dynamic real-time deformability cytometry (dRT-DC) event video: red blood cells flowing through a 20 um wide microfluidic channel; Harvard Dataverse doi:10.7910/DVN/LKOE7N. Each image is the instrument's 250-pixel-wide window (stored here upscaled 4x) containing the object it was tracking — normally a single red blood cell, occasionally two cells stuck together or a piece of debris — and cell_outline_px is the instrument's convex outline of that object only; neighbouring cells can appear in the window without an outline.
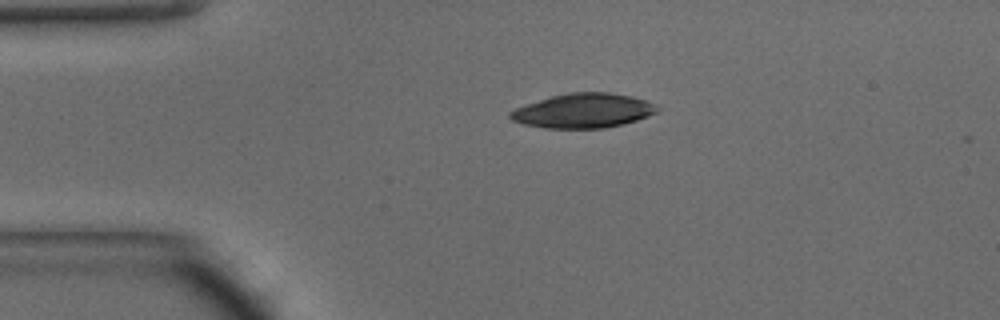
{"species": "common noctule bat (a hibernating species)", "species_latin": "Nyctalus noctula", "temperature_condition": "warm", "stored_images_in_passage": 4, "camera_frame_rate_fps": 3000, "um_per_image_px": 0.085, "animal": {"sex": "male", "body_mass_g": 15.6}, "frame": {"image": 1, "passage_image": 1, "time_ms": 0.0, "image_size_px": [1000, 320], "cell_outline_px": [[660, 108], [656, 112], [648, 116], [624, 124], [604, 128], [544, 128], [524, 124], [512, 120], [508, 116], [508, 112], [516, 108], [552, 96], [568, 92], [608, 92], [632, 96], [656, 104]], "centroid_in_image_um": [49.59, 9.41], "position_along_channel_um": 35.4, "area_um2": 29.42}}